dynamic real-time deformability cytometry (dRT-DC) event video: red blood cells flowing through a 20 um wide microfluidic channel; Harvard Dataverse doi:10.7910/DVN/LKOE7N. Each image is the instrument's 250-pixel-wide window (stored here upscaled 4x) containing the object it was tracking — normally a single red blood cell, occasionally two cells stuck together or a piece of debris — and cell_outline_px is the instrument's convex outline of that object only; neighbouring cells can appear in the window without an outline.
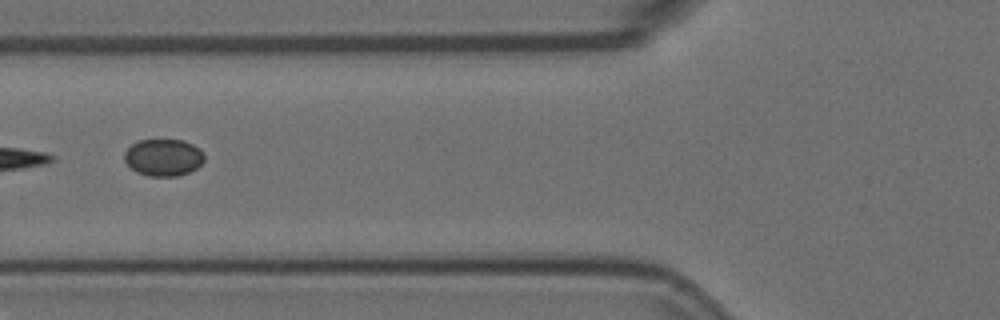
{"species": "Egyptian fruit bat (a non-hibernating species)", "species_latin": "Rousettus aegyptiacus", "temperature_condition": "room temperature", "stored_images_in_passage": 9, "segment_of_instrument_passage": [2, 2], "camera_frame_rate_fps": 3000, "um_per_image_px": 0.085, "animal": {"sex": "female"}, "frame": {"image": 1, "passage_image": 6, "time_ms": 1.667, "image_size_px": [1000, 320], "cell_outline_px": [[204, 160], [196, 168], [188, 172], [176, 176], [148, 176], [136, 172], [124, 160], [124, 152], [132, 144], [140, 140], [184, 140], [200, 148], [204, 156]], "centroid_in_image_um": [13.89, 13.38], "position_along_channel_um": 111.9, "area_um2": 17.17}}
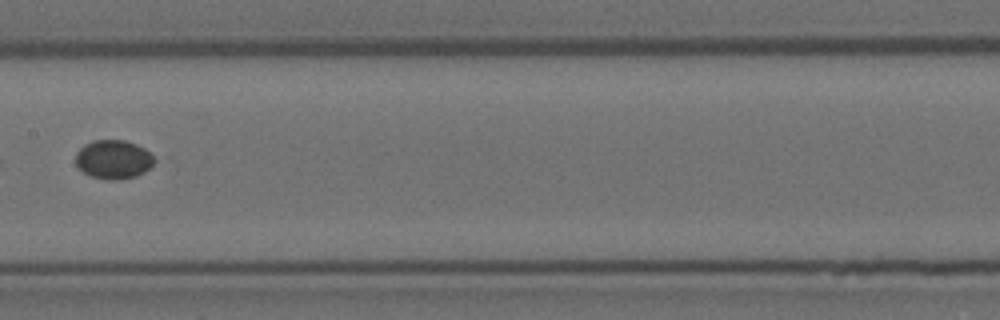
{"frame": {"image": 2, "passage_image": 8, "time_ms": 2.333, "image_size_px": [1000, 320], "cell_outline_px": [[156, 160], [144, 172], [136, 176], [112, 180], [104, 180], [92, 176], [84, 172], [76, 164], [76, 152], [84, 144], [92, 140], [124, 140], [136, 144], [144, 148]], "centroid_in_image_um": [9.62, 13.54], "position_along_channel_um": 197.8, "area_um2": 17.69}}
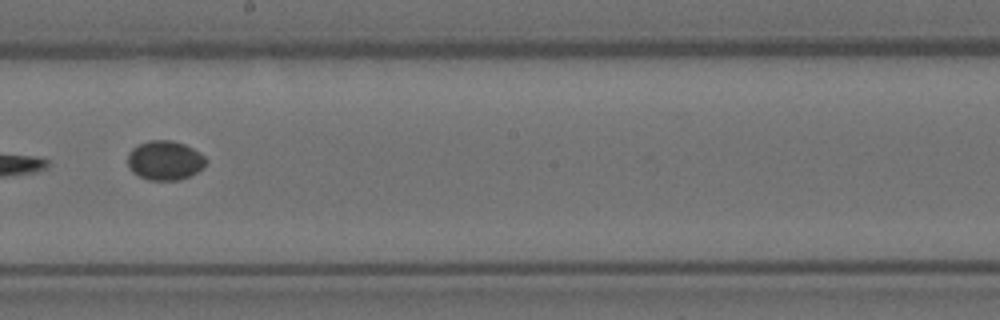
{"frame": {"image": 3, "passage_image": 9, "time_ms": 2.667, "image_size_px": [1000, 320], "cell_outline_px": [[208, 160], [204, 168], [180, 180], [148, 180], [132, 172], [128, 164], [128, 152], [132, 148], [148, 140], [172, 140], [184, 144], [200, 152]], "centroid_in_image_um": [14.03, 13.63], "position_along_channel_um": 234.2, "area_um2": 18.03}}